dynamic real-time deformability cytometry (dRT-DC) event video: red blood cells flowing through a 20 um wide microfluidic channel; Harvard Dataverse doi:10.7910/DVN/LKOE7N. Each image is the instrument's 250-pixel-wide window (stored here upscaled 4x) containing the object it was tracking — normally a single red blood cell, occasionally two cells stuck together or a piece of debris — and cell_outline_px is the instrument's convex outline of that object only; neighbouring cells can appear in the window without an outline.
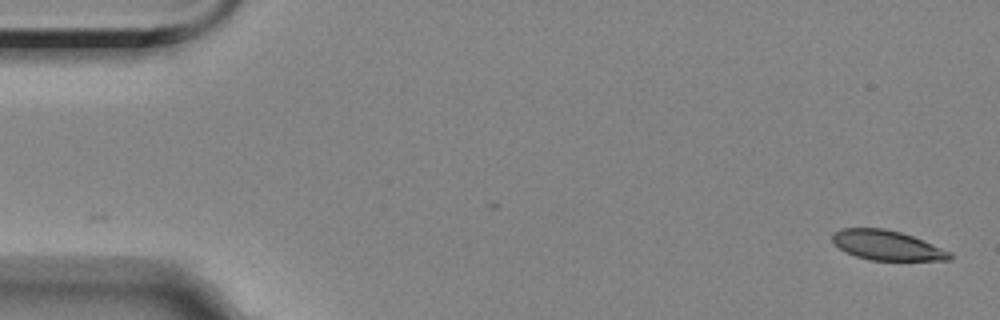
{"species": "Egyptian fruit bat (a non-hibernating species)", "species_latin": "Rousettus aegyptiacus", "temperature_condition": "room temperature", "stored_images_in_passage": 56, "camera_frame_rate_fps": 3000, "um_per_image_px": 0.085, "animal": {"sex": "female"}, "frame": {"image": 1, "passage_image": 1, "time_ms": 0.0, "image_size_px": [1000, 320], "cell_outline_px": [[952, 260], [872, 260], [856, 256], [844, 252], [832, 240], [832, 236], [840, 228], [884, 228], [900, 232], [912, 236], [952, 252]], "centroid_in_image_um": [75.4, 20.85], "position_along_channel_um": 9.6, "area_um2": 20.17}}
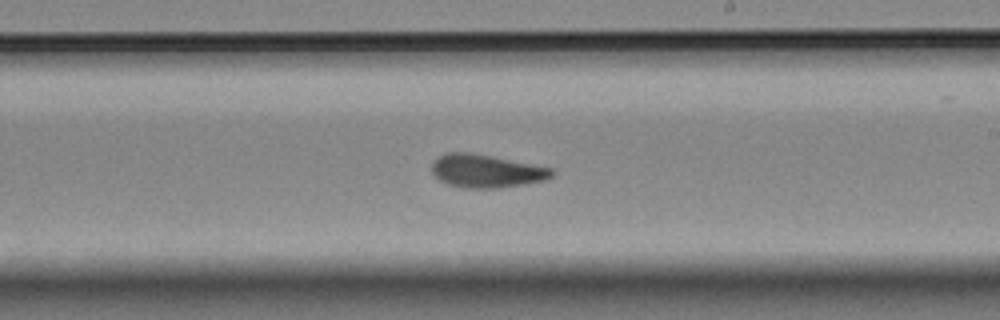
{"frame": {"image": 2, "passage_image": 32, "time_ms": 10.333, "image_size_px": [1000, 320], "cell_outline_px": [[556, 172], [552, 176], [544, 180], [524, 184], [496, 188], [460, 188], [448, 184], [440, 180], [432, 172], [432, 160], [448, 152], [468, 152], [552, 168]], "centroid_in_image_um": [41.3, 14.54], "position_along_channel_um": 247.7, "area_um2": 22.95}}
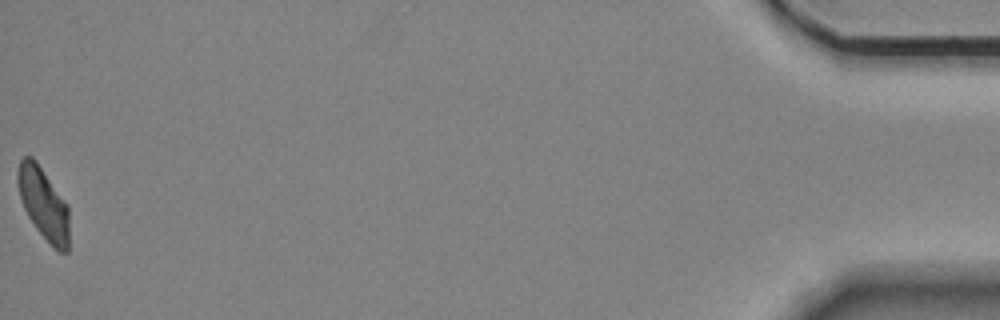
{"frame": {"image": 3, "passage_image": 56, "time_ms": 18.333, "image_size_px": [1000, 320], "cell_outline_px": [[68, 252], [60, 252], [52, 248], [36, 228], [28, 216], [24, 208], [20, 196], [16, 180], [16, 172], [20, 160], [24, 156], [32, 156], [36, 160], [68, 204]], "centroid_in_image_um": [3.69, 17.29], "position_along_channel_um": 431.5, "area_um2": 21.73}, "authors_computed_cell_mechanics": {"area_um2": 22.5998, "velocity_mm_per_s": 3.5125, "shape_relaxation_time_tau1_ms": 6.755, "shape_relaxation_time_tau2_ms": 2.1385, "deformation_change_tau1": 0.1553, "deformation_change_tau2": 0.0795}}